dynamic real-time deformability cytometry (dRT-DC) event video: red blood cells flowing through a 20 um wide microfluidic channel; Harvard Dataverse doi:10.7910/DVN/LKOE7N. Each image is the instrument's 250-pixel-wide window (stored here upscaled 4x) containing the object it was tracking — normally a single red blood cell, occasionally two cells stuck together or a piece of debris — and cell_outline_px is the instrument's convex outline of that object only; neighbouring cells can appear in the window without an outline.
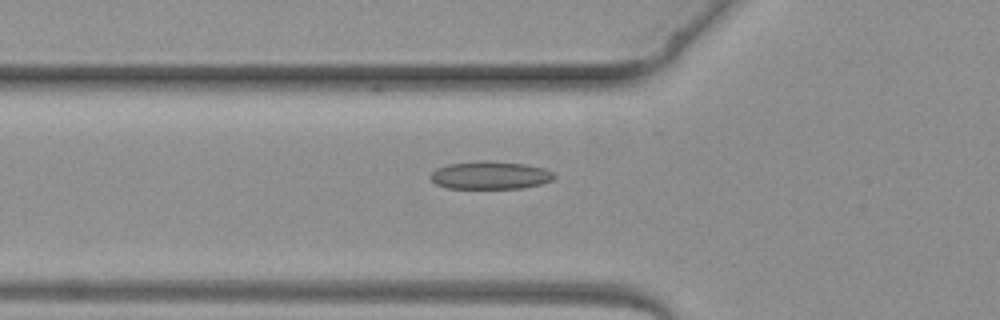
{"species": "common noctule bat (a hibernating species)", "species_latin": "Nyctalus noctula", "temperature_condition": "warm", "stored_images_in_passage": 5, "camera_frame_rate_fps": 3000, "um_per_image_px": 0.085, "animal": {"sex": "female", "body_mass_g": 19.3, "forearm_length_mm": 54.1}, "frame": {"image": 1, "passage_image": 5, "time_ms": 5.333, "image_size_px": [1000, 320], "cell_outline_px": [[556, 176], [552, 180], [540, 184], [520, 188], [448, 188], [436, 184], [428, 176], [436, 168], [448, 164], [480, 160], [488, 160], [524, 164], [544, 168], [552, 172]], "centroid_in_image_um": [41.64, 14.88], "position_along_channel_um": 84.2, "area_um2": 20.11}}